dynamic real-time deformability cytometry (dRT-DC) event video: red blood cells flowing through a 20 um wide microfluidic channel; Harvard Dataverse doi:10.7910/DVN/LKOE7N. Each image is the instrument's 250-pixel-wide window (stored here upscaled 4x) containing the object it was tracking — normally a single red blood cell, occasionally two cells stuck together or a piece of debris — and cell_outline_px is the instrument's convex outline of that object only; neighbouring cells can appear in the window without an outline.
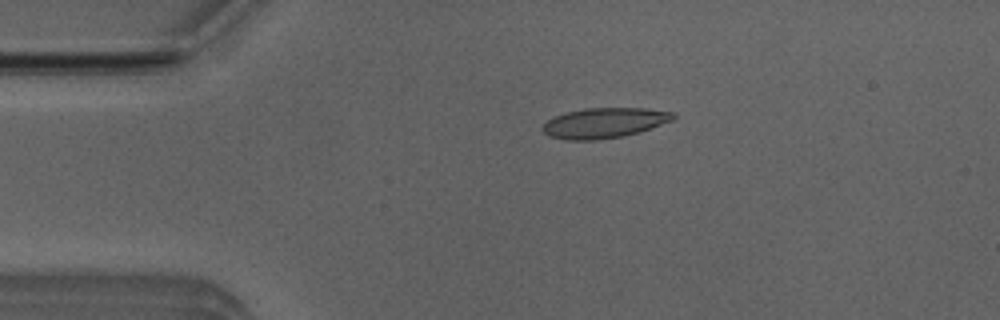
{"species": "Egyptian fruit bat (a non-hibernating species)", "species_latin": "Rousettus aegyptiacus", "temperature_condition": "room temperature", "stored_images_in_passage": 4, "camera_frame_rate_fps": 3000, "um_per_image_px": 0.085, "animal": {"sex": "male"}, "frame": {"image": 1, "passage_image": 3, "time_ms": 0.667, "image_size_px": [1000, 320], "cell_outline_px": [[676, 116], [672, 120], [640, 132], [624, 136], [592, 140], [568, 140], [548, 136], [540, 128], [548, 120], [564, 112], [584, 108], [644, 108], [672, 112]], "centroid_in_image_um": [51.33, 10.44], "position_along_channel_um": 33.7, "area_um2": 22.95}}
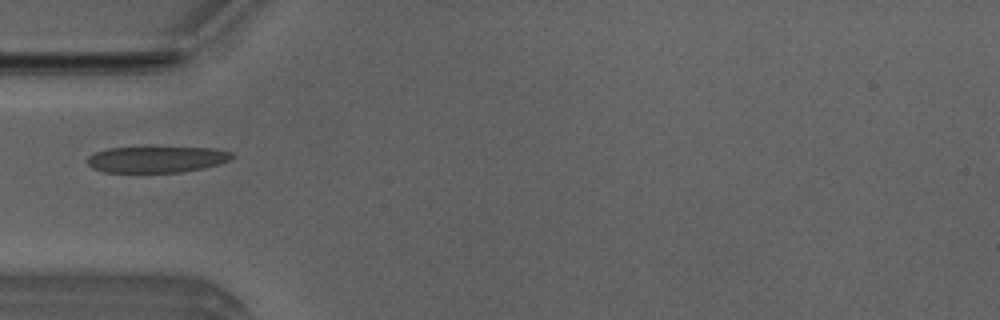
{"frame": {"image": 2, "passage_image": 4, "time_ms": 1.0, "image_size_px": [1000, 320], "cell_outline_px": [[236, 156], [220, 164], [204, 168], [180, 172], [104, 172], [92, 168], [88, 164], [88, 156], [96, 152], [108, 148], [148, 144], [216, 148], [232, 152]], "centroid_in_image_um": [13.35, 13.48], "position_along_channel_um": 71.6, "area_um2": 23.52}}